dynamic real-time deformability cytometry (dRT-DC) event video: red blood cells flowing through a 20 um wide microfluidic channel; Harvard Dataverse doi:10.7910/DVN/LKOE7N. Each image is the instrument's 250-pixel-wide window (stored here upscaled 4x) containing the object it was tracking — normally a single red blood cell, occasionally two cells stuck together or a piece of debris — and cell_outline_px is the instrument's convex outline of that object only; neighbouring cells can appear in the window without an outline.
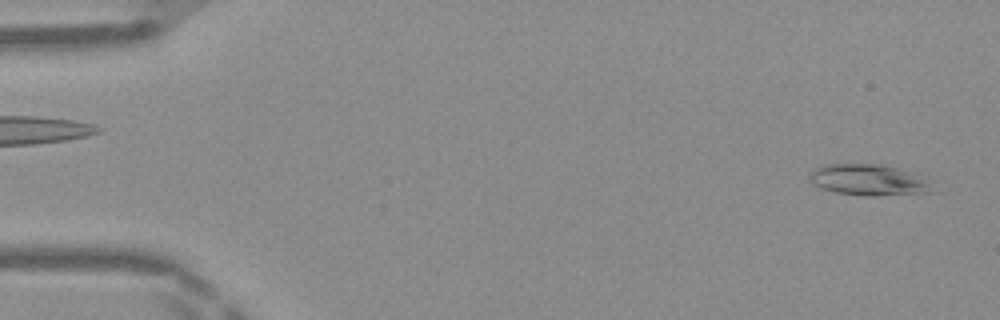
{"species": "Egyptian fruit bat (a non-hibernating species)", "species_latin": "Rousettus aegyptiacus", "temperature_condition": "warm", "stored_images_in_passage": 47, "camera_frame_rate_fps": 3000, "um_per_image_px": 0.085, "frame": {"image": 1, "passage_image": 1, "time_ms": 0.0, "image_size_px": [1000, 320], "cell_outline_px": [[932, 192], [876, 196], [864, 196], [836, 192], [820, 188], [812, 184], [808, 176], [816, 168], [824, 164], [884, 164], [916, 172], [924, 176], [932, 188]], "centroid_in_image_um": [73.85, 15.28], "position_along_channel_um": 11.1, "area_um2": 22.6}}
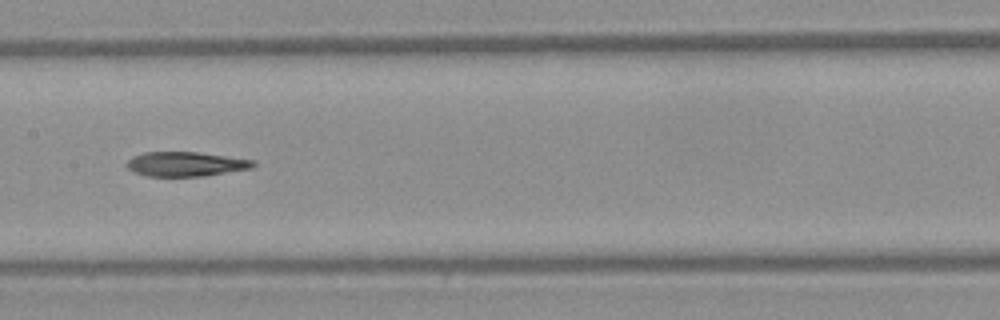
{"frame": {"image": 2, "passage_image": 23, "time_ms": 7.333, "image_size_px": [1000, 320], "cell_outline_px": [[256, 164], [252, 168], [204, 176], [148, 176], [136, 172], [128, 168], [124, 164], [132, 156], [144, 152], [196, 152], [256, 160]], "centroid_in_image_um": [15.79, 13.94], "position_along_channel_um": 191.6, "area_um2": 18.03}}
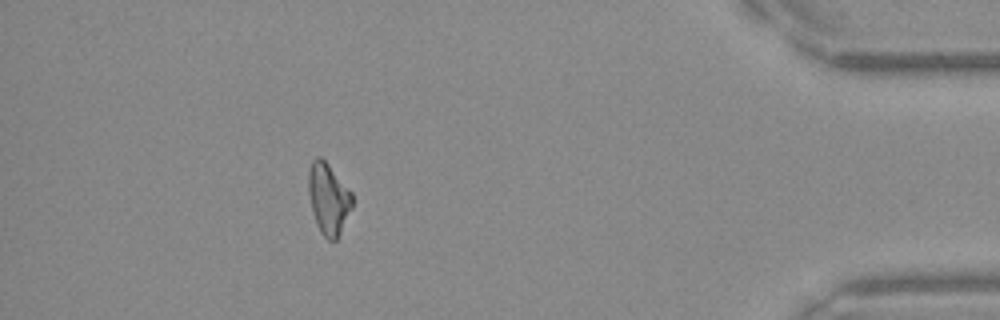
{"frame": {"image": 3, "passage_image": 42, "time_ms": 13.667, "image_size_px": [1000, 320], "cell_outline_px": [[352, 208], [336, 240], [328, 240], [320, 232], [316, 224], [312, 212], [308, 192], [308, 172], [312, 160], [316, 156], [320, 156], [328, 164], [352, 192]], "centroid_in_image_um": [27.9, 16.88], "position_along_channel_um": 407.3, "area_um2": 18.15}}